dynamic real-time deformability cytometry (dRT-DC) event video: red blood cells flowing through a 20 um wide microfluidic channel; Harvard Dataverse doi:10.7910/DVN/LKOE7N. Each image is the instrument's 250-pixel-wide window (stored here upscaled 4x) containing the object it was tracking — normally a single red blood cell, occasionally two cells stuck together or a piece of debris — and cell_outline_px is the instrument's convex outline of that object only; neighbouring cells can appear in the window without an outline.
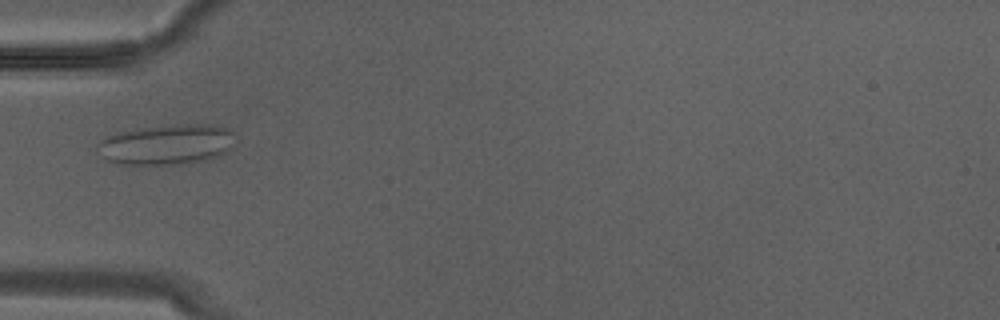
{"species": "Egyptian fruit bat (a non-hibernating species)", "species_latin": "Rousettus aegyptiacus", "temperature_condition": "warm", "stored_images_in_passage": 13, "camera_frame_rate_fps": 3000, "um_per_image_px": 0.085, "animal": {"sex": "male"}, "frame": {"image": 1, "passage_image": 10, "time_ms": 3.0, "image_size_px": [1000, 320], "cell_outline_px": [[236, 132], [232, 148], [228, 152], [220, 156], [208, 160], [184, 164], [120, 164], [108, 160], [104, 156], [96, 144], [108, 136], [120, 132], [144, 128], [184, 124], [212, 124], [228, 128]], "centroid_in_image_um": [14.29, 12.29], "position_along_channel_um": 70.7, "area_um2": 32.31}}